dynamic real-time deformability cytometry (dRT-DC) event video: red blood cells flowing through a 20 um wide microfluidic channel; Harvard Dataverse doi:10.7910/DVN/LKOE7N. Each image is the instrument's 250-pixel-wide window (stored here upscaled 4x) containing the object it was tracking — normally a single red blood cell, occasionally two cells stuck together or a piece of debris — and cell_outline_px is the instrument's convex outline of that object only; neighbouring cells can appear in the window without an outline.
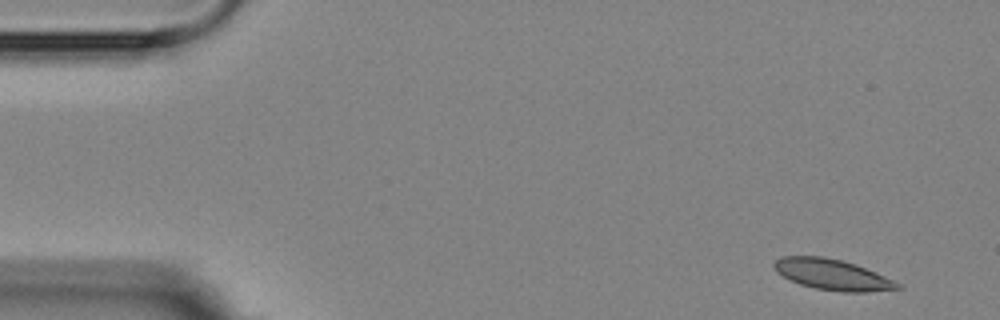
{"species": "Egyptian fruit bat (a non-hibernating species)", "species_latin": "Rousettus aegyptiacus", "temperature_condition": "room temperature", "stored_images_in_passage": 4, "camera_frame_rate_fps": 3000, "um_per_image_px": 0.085, "animal": {"sex": "female"}, "frame": {"image": 1, "passage_image": 1, "time_ms": 0.0, "image_size_px": [1000, 320], "cell_outline_px": [[904, 288], [864, 292], [840, 292], [816, 288], [800, 284], [788, 280], [776, 272], [772, 264], [780, 256], [824, 256], [856, 264], [876, 272], [900, 284]], "centroid_in_image_um": [70.71, 23.33], "position_along_channel_um": 14.3, "area_um2": 22.2}}
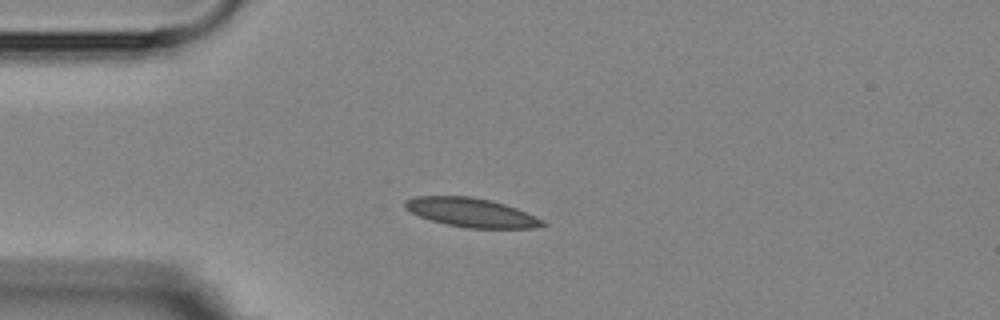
{"frame": {"image": 2, "passage_image": 4, "time_ms": 3.333, "image_size_px": [1000, 320], "cell_outline_px": [[548, 224], [536, 228], [468, 228], [448, 224], [432, 220], [420, 216], [404, 208], [404, 200], [416, 196], [472, 196], [492, 200], [516, 208], [536, 216], [544, 220]], "centroid_in_image_um": [40.09, 18.06], "position_along_channel_um": 44.9, "area_um2": 23.24}}